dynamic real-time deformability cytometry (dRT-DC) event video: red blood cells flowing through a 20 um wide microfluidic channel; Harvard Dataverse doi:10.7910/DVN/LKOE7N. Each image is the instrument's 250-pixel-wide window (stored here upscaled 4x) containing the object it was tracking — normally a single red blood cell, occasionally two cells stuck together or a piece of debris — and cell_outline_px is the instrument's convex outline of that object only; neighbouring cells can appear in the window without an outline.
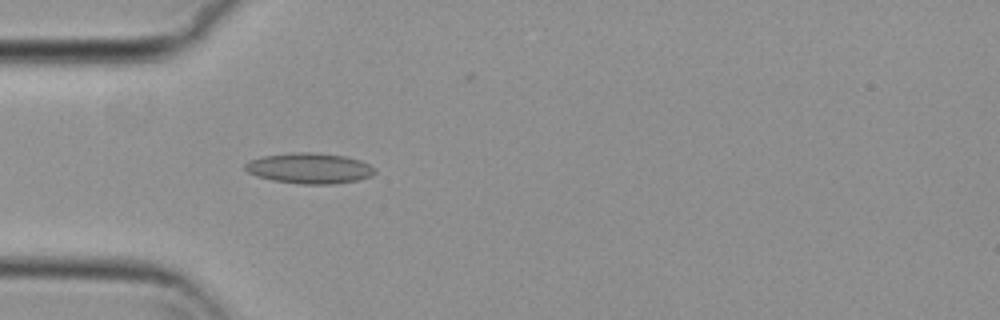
{"species": "common noctule bat (a hibernating species)", "species_latin": "Nyctalus noctula", "temperature_condition": "cold", "stored_images_in_passage": 41, "camera_frame_rate_fps": 3000, "um_per_image_px": 0.085, "animal": {"sex": "female", "body_mass_g": 29.2, "forearm_length_mm": 56.3}, "frame": {"image": 1, "passage_image": 4, "time_ms": 1.0, "image_size_px": [1000, 320], "cell_outline_px": [[376, 172], [372, 176], [360, 180], [332, 184], [300, 184], [272, 180], [256, 176], [248, 172], [244, 168], [244, 164], [248, 160], [264, 156], [292, 152], [316, 152], [344, 156], [360, 160], [376, 168]], "centroid_in_image_um": [26.31, 14.3], "position_along_channel_um": 58.7, "area_um2": 23.35}}
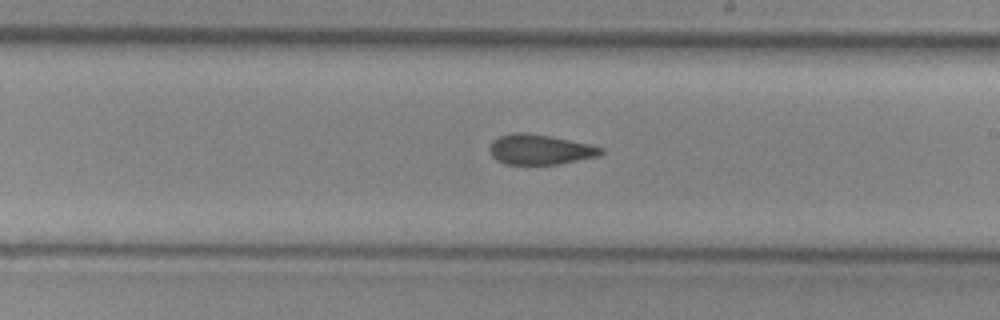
{"frame": {"image": 2, "passage_image": 19, "time_ms": 6.0, "image_size_px": [1000, 320], "cell_outline_px": [[604, 152], [596, 156], [556, 164], [504, 164], [496, 160], [492, 156], [488, 148], [492, 140], [500, 136], [512, 132], [524, 132], [548, 136], [588, 144], [604, 148]], "centroid_in_image_um": [45.82, 12.7], "position_along_channel_um": 243.2, "area_um2": 19.31}}
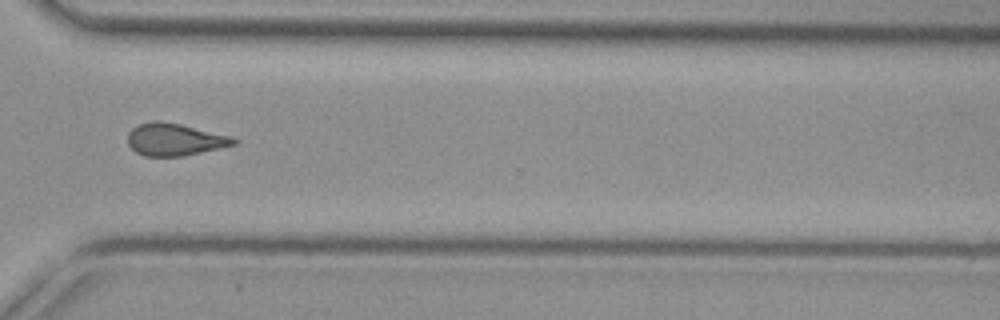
{"frame": {"image": 3, "passage_image": 28, "time_ms": 9.0, "image_size_px": [1000, 320], "cell_outline_px": [[236, 144], [220, 148], [184, 156], [144, 156], [136, 152], [128, 144], [128, 132], [132, 128], [140, 124], [152, 120], [160, 120], [180, 124], [232, 136], [236, 140]], "centroid_in_image_um": [14.84, 11.85], "position_along_channel_um": 355.8, "area_um2": 19.94}, "authors_computed_cell_mechanics": {"area_um2": 19.652, "velocity_mm_per_s": 3.7522, "shape_relaxation_time_tau1_ms": null, "shape_relaxation_time_tau2_ms": 3.0325, "deformation_change_tau1": null, "deformation_change_tau2": 0.0893}}